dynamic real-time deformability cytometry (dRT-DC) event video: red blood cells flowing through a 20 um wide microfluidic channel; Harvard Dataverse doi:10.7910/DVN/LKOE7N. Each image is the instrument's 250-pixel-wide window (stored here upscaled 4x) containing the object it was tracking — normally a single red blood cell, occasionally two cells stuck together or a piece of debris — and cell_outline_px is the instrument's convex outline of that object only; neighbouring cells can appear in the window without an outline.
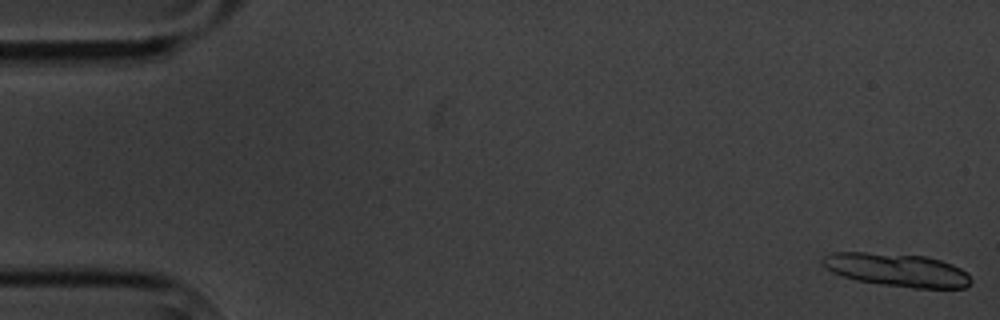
{"species": "common noctule bat (a hibernating species)", "species_latin": "Nyctalus noctula", "temperature_condition": "cold", "stored_images_in_passage": 5, "camera_frame_rate_fps": 3000, "um_per_image_px": 0.085, "animal": {"sex": "male", "body_mass_g": 20.1, "forearm_length_mm": 53.5}, "frame": {"image": 1, "passage_image": 1, "time_ms": 0.0, "image_size_px": [1000, 320], "cell_outline_px": [[972, 280], [964, 288], [912, 288], [880, 284], [856, 280], [832, 272], [824, 268], [820, 264], [820, 260], [824, 256], [832, 252], [864, 252], [924, 256], [940, 260], [952, 264], [968, 272]], "centroid_in_image_um": [76.22, 22.94], "position_along_channel_um": 8.8, "area_um2": 28.78}}